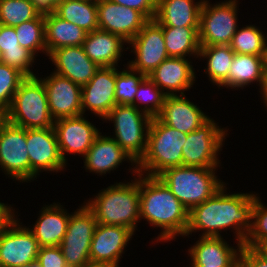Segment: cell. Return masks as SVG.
<instances>
[{
    "instance_id": "cell-7",
    "label": "cell",
    "mask_w": 267,
    "mask_h": 267,
    "mask_svg": "<svg viewBox=\"0 0 267 267\" xmlns=\"http://www.w3.org/2000/svg\"><path fill=\"white\" fill-rule=\"evenodd\" d=\"M151 117L132 105H116L103 119L113 121V138L138 163L147 148Z\"/></svg>"
},
{
    "instance_id": "cell-42",
    "label": "cell",
    "mask_w": 267,
    "mask_h": 267,
    "mask_svg": "<svg viewBox=\"0 0 267 267\" xmlns=\"http://www.w3.org/2000/svg\"><path fill=\"white\" fill-rule=\"evenodd\" d=\"M119 5L140 11L148 20H154L157 12V0H111Z\"/></svg>"
},
{
    "instance_id": "cell-51",
    "label": "cell",
    "mask_w": 267,
    "mask_h": 267,
    "mask_svg": "<svg viewBox=\"0 0 267 267\" xmlns=\"http://www.w3.org/2000/svg\"><path fill=\"white\" fill-rule=\"evenodd\" d=\"M265 63H266V70H267V48H266Z\"/></svg>"
},
{
    "instance_id": "cell-45",
    "label": "cell",
    "mask_w": 267,
    "mask_h": 267,
    "mask_svg": "<svg viewBox=\"0 0 267 267\" xmlns=\"http://www.w3.org/2000/svg\"><path fill=\"white\" fill-rule=\"evenodd\" d=\"M35 10L40 15H48L55 12L56 6L63 0H31Z\"/></svg>"
},
{
    "instance_id": "cell-35",
    "label": "cell",
    "mask_w": 267,
    "mask_h": 267,
    "mask_svg": "<svg viewBox=\"0 0 267 267\" xmlns=\"http://www.w3.org/2000/svg\"><path fill=\"white\" fill-rule=\"evenodd\" d=\"M18 42L35 57L38 52H46L44 16L39 15L36 19L23 22L15 27Z\"/></svg>"
},
{
    "instance_id": "cell-32",
    "label": "cell",
    "mask_w": 267,
    "mask_h": 267,
    "mask_svg": "<svg viewBox=\"0 0 267 267\" xmlns=\"http://www.w3.org/2000/svg\"><path fill=\"white\" fill-rule=\"evenodd\" d=\"M54 13L87 33L99 29L97 0H63L56 6Z\"/></svg>"
},
{
    "instance_id": "cell-27",
    "label": "cell",
    "mask_w": 267,
    "mask_h": 267,
    "mask_svg": "<svg viewBox=\"0 0 267 267\" xmlns=\"http://www.w3.org/2000/svg\"><path fill=\"white\" fill-rule=\"evenodd\" d=\"M157 0L155 20L162 26L199 27L204 0Z\"/></svg>"
},
{
    "instance_id": "cell-8",
    "label": "cell",
    "mask_w": 267,
    "mask_h": 267,
    "mask_svg": "<svg viewBox=\"0 0 267 267\" xmlns=\"http://www.w3.org/2000/svg\"><path fill=\"white\" fill-rule=\"evenodd\" d=\"M237 5V0H224L213 5L204 0L198 30L200 46L230 44L239 27Z\"/></svg>"
},
{
    "instance_id": "cell-18",
    "label": "cell",
    "mask_w": 267,
    "mask_h": 267,
    "mask_svg": "<svg viewBox=\"0 0 267 267\" xmlns=\"http://www.w3.org/2000/svg\"><path fill=\"white\" fill-rule=\"evenodd\" d=\"M40 79L46 88L49 110L54 120L82 115L81 86L54 72Z\"/></svg>"
},
{
    "instance_id": "cell-43",
    "label": "cell",
    "mask_w": 267,
    "mask_h": 267,
    "mask_svg": "<svg viewBox=\"0 0 267 267\" xmlns=\"http://www.w3.org/2000/svg\"><path fill=\"white\" fill-rule=\"evenodd\" d=\"M239 267H267V260L253 248L242 246L239 254Z\"/></svg>"
},
{
    "instance_id": "cell-17",
    "label": "cell",
    "mask_w": 267,
    "mask_h": 267,
    "mask_svg": "<svg viewBox=\"0 0 267 267\" xmlns=\"http://www.w3.org/2000/svg\"><path fill=\"white\" fill-rule=\"evenodd\" d=\"M116 67H100L94 77L82 86V114L89 110L97 117L104 119L115 102ZM87 109V110H86Z\"/></svg>"
},
{
    "instance_id": "cell-34",
    "label": "cell",
    "mask_w": 267,
    "mask_h": 267,
    "mask_svg": "<svg viewBox=\"0 0 267 267\" xmlns=\"http://www.w3.org/2000/svg\"><path fill=\"white\" fill-rule=\"evenodd\" d=\"M238 27L229 44L236 54L266 56L267 37L257 26Z\"/></svg>"
},
{
    "instance_id": "cell-23",
    "label": "cell",
    "mask_w": 267,
    "mask_h": 267,
    "mask_svg": "<svg viewBox=\"0 0 267 267\" xmlns=\"http://www.w3.org/2000/svg\"><path fill=\"white\" fill-rule=\"evenodd\" d=\"M48 57L56 67L54 73L81 87L88 83L99 69L88 58L82 46L60 47L53 50Z\"/></svg>"
},
{
    "instance_id": "cell-16",
    "label": "cell",
    "mask_w": 267,
    "mask_h": 267,
    "mask_svg": "<svg viewBox=\"0 0 267 267\" xmlns=\"http://www.w3.org/2000/svg\"><path fill=\"white\" fill-rule=\"evenodd\" d=\"M99 29L119 35L129 43L149 21L140 11L111 0H97Z\"/></svg>"
},
{
    "instance_id": "cell-33",
    "label": "cell",
    "mask_w": 267,
    "mask_h": 267,
    "mask_svg": "<svg viewBox=\"0 0 267 267\" xmlns=\"http://www.w3.org/2000/svg\"><path fill=\"white\" fill-rule=\"evenodd\" d=\"M235 52L229 45L201 46L198 58L207 59L205 73L209 81L220 87L227 81L228 72L232 65Z\"/></svg>"
},
{
    "instance_id": "cell-22",
    "label": "cell",
    "mask_w": 267,
    "mask_h": 267,
    "mask_svg": "<svg viewBox=\"0 0 267 267\" xmlns=\"http://www.w3.org/2000/svg\"><path fill=\"white\" fill-rule=\"evenodd\" d=\"M198 239L188 249L191 266L239 267V254L242 247L236 249L230 246L222 236H201Z\"/></svg>"
},
{
    "instance_id": "cell-1",
    "label": "cell",
    "mask_w": 267,
    "mask_h": 267,
    "mask_svg": "<svg viewBox=\"0 0 267 267\" xmlns=\"http://www.w3.org/2000/svg\"><path fill=\"white\" fill-rule=\"evenodd\" d=\"M226 183L212 197L189 211L185 236L203 231V237H219L222 230L232 228L237 247H242L252 228L253 193H231ZM227 192V193H226ZM220 232V233H219Z\"/></svg>"
},
{
    "instance_id": "cell-49",
    "label": "cell",
    "mask_w": 267,
    "mask_h": 267,
    "mask_svg": "<svg viewBox=\"0 0 267 267\" xmlns=\"http://www.w3.org/2000/svg\"><path fill=\"white\" fill-rule=\"evenodd\" d=\"M7 121L6 112L4 110H0V131Z\"/></svg>"
},
{
    "instance_id": "cell-5",
    "label": "cell",
    "mask_w": 267,
    "mask_h": 267,
    "mask_svg": "<svg viewBox=\"0 0 267 267\" xmlns=\"http://www.w3.org/2000/svg\"><path fill=\"white\" fill-rule=\"evenodd\" d=\"M186 138L187 134L163 124L157 117L152 118L147 134V148L137 163V172L158 176L168 168L182 166V146Z\"/></svg>"
},
{
    "instance_id": "cell-48",
    "label": "cell",
    "mask_w": 267,
    "mask_h": 267,
    "mask_svg": "<svg viewBox=\"0 0 267 267\" xmlns=\"http://www.w3.org/2000/svg\"><path fill=\"white\" fill-rule=\"evenodd\" d=\"M83 267H119V264L89 261Z\"/></svg>"
},
{
    "instance_id": "cell-31",
    "label": "cell",
    "mask_w": 267,
    "mask_h": 267,
    "mask_svg": "<svg viewBox=\"0 0 267 267\" xmlns=\"http://www.w3.org/2000/svg\"><path fill=\"white\" fill-rule=\"evenodd\" d=\"M199 27L162 26L165 48L169 57L198 58L200 51Z\"/></svg>"
},
{
    "instance_id": "cell-50",
    "label": "cell",
    "mask_w": 267,
    "mask_h": 267,
    "mask_svg": "<svg viewBox=\"0 0 267 267\" xmlns=\"http://www.w3.org/2000/svg\"><path fill=\"white\" fill-rule=\"evenodd\" d=\"M27 267H41V265L38 263V261H35L33 263L27 264Z\"/></svg>"
},
{
    "instance_id": "cell-25",
    "label": "cell",
    "mask_w": 267,
    "mask_h": 267,
    "mask_svg": "<svg viewBox=\"0 0 267 267\" xmlns=\"http://www.w3.org/2000/svg\"><path fill=\"white\" fill-rule=\"evenodd\" d=\"M128 43L119 35L97 29L86 34L83 50L88 58L100 67H117Z\"/></svg>"
},
{
    "instance_id": "cell-14",
    "label": "cell",
    "mask_w": 267,
    "mask_h": 267,
    "mask_svg": "<svg viewBox=\"0 0 267 267\" xmlns=\"http://www.w3.org/2000/svg\"><path fill=\"white\" fill-rule=\"evenodd\" d=\"M40 245L29 226H23L16 218L0 234V265L21 267L37 261Z\"/></svg>"
},
{
    "instance_id": "cell-39",
    "label": "cell",
    "mask_w": 267,
    "mask_h": 267,
    "mask_svg": "<svg viewBox=\"0 0 267 267\" xmlns=\"http://www.w3.org/2000/svg\"><path fill=\"white\" fill-rule=\"evenodd\" d=\"M26 77L18 70L0 62V110L6 111L13 96Z\"/></svg>"
},
{
    "instance_id": "cell-38",
    "label": "cell",
    "mask_w": 267,
    "mask_h": 267,
    "mask_svg": "<svg viewBox=\"0 0 267 267\" xmlns=\"http://www.w3.org/2000/svg\"><path fill=\"white\" fill-rule=\"evenodd\" d=\"M126 70L116 67L115 102L117 105H132L138 86L146 77L145 74L133 70L128 64Z\"/></svg>"
},
{
    "instance_id": "cell-24",
    "label": "cell",
    "mask_w": 267,
    "mask_h": 267,
    "mask_svg": "<svg viewBox=\"0 0 267 267\" xmlns=\"http://www.w3.org/2000/svg\"><path fill=\"white\" fill-rule=\"evenodd\" d=\"M188 58L165 59L148 77L166 95H184L196 79L192 62ZM191 63V64H190ZM166 90V91H165Z\"/></svg>"
},
{
    "instance_id": "cell-3",
    "label": "cell",
    "mask_w": 267,
    "mask_h": 267,
    "mask_svg": "<svg viewBox=\"0 0 267 267\" xmlns=\"http://www.w3.org/2000/svg\"><path fill=\"white\" fill-rule=\"evenodd\" d=\"M136 176L131 182H116L84 202L98 224L123 226L135 233L140 222L139 173Z\"/></svg>"
},
{
    "instance_id": "cell-13",
    "label": "cell",
    "mask_w": 267,
    "mask_h": 267,
    "mask_svg": "<svg viewBox=\"0 0 267 267\" xmlns=\"http://www.w3.org/2000/svg\"><path fill=\"white\" fill-rule=\"evenodd\" d=\"M26 145L30 161V182L40 172L64 171L54 128L26 129Z\"/></svg>"
},
{
    "instance_id": "cell-20",
    "label": "cell",
    "mask_w": 267,
    "mask_h": 267,
    "mask_svg": "<svg viewBox=\"0 0 267 267\" xmlns=\"http://www.w3.org/2000/svg\"><path fill=\"white\" fill-rule=\"evenodd\" d=\"M157 118L165 125L185 134L195 131L210 117L184 95H166Z\"/></svg>"
},
{
    "instance_id": "cell-36",
    "label": "cell",
    "mask_w": 267,
    "mask_h": 267,
    "mask_svg": "<svg viewBox=\"0 0 267 267\" xmlns=\"http://www.w3.org/2000/svg\"><path fill=\"white\" fill-rule=\"evenodd\" d=\"M165 97L166 94L146 76L138 86L132 106L155 118L162 110Z\"/></svg>"
},
{
    "instance_id": "cell-30",
    "label": "cell",
    "mask_w": 267,
    "mask_h": 267,
    "mask_svg": "<svg viewBox=\"0 0 267 267\" xmlns=\"http://www.w3.org/2000/svg\"><path fill=\"white\" fill-rule=\"evenodd\" d=\"M34 60L35 56L20 46L15 27L0 24V62L18 70L25 77H34L36 74L30 69Z\"/></svg>"
},
{
    "instance_id": "cell-41",
    "label": "cell",
    "mask_w": 267,
    "mask_h": 267,
    "mask_svg": "<svg viewBox=\"0 0 267 267\" xmlns=\"http://www.w3.org/2000/svg\"><path fill=\"white\" fill-rule=\"evenodd\" d=\"M37 261L41 267H68L60 246L40 247Z\"/></svg>"
},
{
    "instance_id": "cell-28",
    "label": "cell",
    "mask_w": 267,
    "mask_h": 267,
    "mask_svg": "<svg viewBox=\"0 0 267 267\" xmlns=\"http://www.w3.org/2000/svg\"><path fill=\"white\" fill-rule=\"evenodd\" d=\"M46 53L60 47L82 46L87 32L79 26L63 20L55 13L44 16Z\"/></svg>"
},
{
    "instance_id": "cell-44",
    "label": "cell",
    "mask_w": 267,
    "mask_h": 267,
    "mask_svg": "<svg viewBox=\"0 0 267 267\" xmlns=\"http://www.w3.org/2000/svg\"><path fill=\"white\" fill-rule=\"evenodd\" d=\"M11 205L0 202V234L17 218Z\"/></svg>"
},
{
    "instance_id": "cell-6",
    "label": "cell",
    "mask_w": 267,
    "mask_h": 267,
    "mask_svg": "<svg viewBox=\"0 0 267 267\" xmlns=\"http://www.w3.org/2000/svg\"><path fill=\"white\" fill-rule=\"evenodd\" d=\"M9 123L25 129L53 128L46 88L37 76L26 77L5 111Z\"/></svg>"
},
{
    "instance_id": "cell-11",
    "label": "cell",
    "mask_w": 267,
    "mask_h": 267,
    "mask_svg": "<svg viewBox=\"0 0 267 267\" xmlns=\"http://www.w3.org/2000/svg\"><path fill=\"white\" fill-rule=\"evenodd\" d=\"M128 45L127 48L131 47V52L135 54V60L127 64L133 70L146 76H149L165 59L169 58L165 48L162 25L155 19L149 20Z\"/></svg>"
},
{
    "instance_id": "cell-9",
    "label": "cell",
    "mask_w": 267,
    "mask_h": 267,
    "mask_svg": "<svg viewBox=\"0 0 267 267\" xmlns=\"http://www.w3.org/2000/svg\"><path fill=\"white\" fill-rule=\"evenodd\" d=\"M227 128L218 126L212 118L187 134L182 146V165L199 167H220L219 152L228 135Z\"/></svg>"
},
{
    "instance_id": "cell-46",
    "label": "cell",
    "mask_w": 267,
    "mask_h": 267,
    "mask_svg": "<svg viewBox=\"0 0 267 267\" xmlns=\"http://www.w3.org/2000/svg\"><path fill=\"white\" fill-rule=\"evenodd\" d=\"M253 249L267 260V239L261 240Z\"/></svg>"
},
{
    "instance_id": "cell-19",
    "label": "cell",
    "mask_w": 267,
    "mask_h": 267,
    "mask_svg": "<svg viewBox=\"0 0 267 267\" xmlns=\"http://www.w3.org/2000/svg\"><path fill=\"white\" fill-rule=\"evenodd\" d=\"M84 167L90 173L105 175L116 170L124 161L131 162L132 174H137V163L128 155L111 136L100 133L85 154Z\"/></svg>"
},
{
    "instance_id": "cell-21",
    "label": "cell",
    "mask_w": 267,
    "mask_h": 267,
    "mask_svg": "<svg viewBox=\"0 0 267 267\" xmlns=\"http://www.w3.org/2000/svg\"><path fill=\"white\" fill-rule=\"evenodd\" d=\"M133 235L127 227L97 224L90 245V261L118 264Z\"/></svg>"
},
{
    "instance_id": "cell-10",
    "label": "cell",
    "mask_w": 267,
    "mask_h": 267,
    "mask_svg": "<svg viewBox=\"0 0 267 267\" xmlns=\"http://www.w3.org/2000/svg\"><path fill=\"white\" fill-rule=\"evenodd\" d=\"M97 224L94 213L85 203L70 214L66 233L60 244L68 267H83L90 261V245Z\"/></svg>"
},
{
    "instance_id": "cell-4",
    "label": "cell",
    "mask_w": 267,
    "mask_h": 267,
    "mask_svg": "<svg viewBox=\"0 0 267 267\" xmlns=\"http://www.w3.org/2000/svg\"><path fill=\"white\" fill-rule=\"evenodd\" d=\"M216 168L182 165L168 168L157 177L190 211L212 197L225 184L217 178Z\"/></svg>"
},
{
    "instance_id": "cell-47",
    "label": "cell",
    "mask_w": 267,
    "mask_h": 267,
    "mask_svg": "<svg viewBox=\"0 0 267 267\" xmlns=\"http://www.w3.org/2000/svg\"><path fill=\"white\" fill-rule=\"evenodd\" d=\"M259 90H261L259 92L262 95L261 96L262 98H260V99L263 100L264 106H266V108H267V70L264 73L262 84H261V87Z\"/></svg>"
},
{
    "instance_id": "cell-2",
    "label": "cell",
    "mask_w": 267,
    "mask_h": 267,
    "mask_svg": "<svg viewBox=\"0 0 267 267\" xmlns=\"http://www.w3.org/2000/svg\"><path fill=\"white\" fill-rule=\"evenodd\" d=\"M143 176V177H142ZM140 220L161 229L156 243L167 242L185 236L188 209L176 198L164 182L157 176L139 173Z\"/></svg>"
},
{
    "instance_id": "cell-12",
    "label": "cell",
    "mask_w": 267,
    "mask_h": 267,
    "mask_svg": "<svg viewBox=\"0 0 267 267\" xmlns=\"http://www.w3.org/2000/svg\"><path fill=\"white\" fill-rule=\"evenodd\" d=\"M0 170L15 181H30V161L26 145V129L9 123L0 131Z\"/></svg>"
},
{
    "instance_id": "cell-15",
    "label": "cell",
    "mask_w": 267,
    "mask_h": 267,
    "mask_svg": "<svg viewBox=\"0 0 267 267\" xmlns=\"http://www.w3.org/2000/svg\"><path fill=\"white\" fill-rule=\"evenodd\" d=\"M60 155L67 164L66 153L83 157L101 133L95 125L82 115L54 120L53 125Z\"/></svg>"
},
{
    "instance_id": "cell-26",
    "label": "cell",
    "mask_w": 267,
    "mask_h": 267,
    "mask_svg": "<svg viewBox=\"0 0 267 267\" xmlns=\"http://www.w3.org/2000/svg\"><path fill=\"white\" fill-rule=\"evenodd\" d=\"M39 213V218L30 230L40 247L60 246L67 230L70 214L60 203L48 204Z\"/></svg>"
},
{
    "instance_id": "cell-37",
    "label": "cell",
    "mask_w": 267,
    "mask_h": 267,
    "mask_svg": "<svg viewBox=\"0 0 267 267\" xmlns=\"http://www.w3.org/2000/svg\"><path fill=\"white\" fill-rule=\"evenodd\" d=\"M39 15L31 0H0L1 25L16 27Z\"/></svg>"
},
{
    "instance_id": "cell-29",
    "label": "cell",
    "mask_w": 267,
    "mask_h": 267,
    "mask_svg": "<svg viewBox=\"0 0 267 267\" xmlns=\"http://www.w3.org/2000/svg\"><path fill=\"white\" fill-rule=\"evenodd\" d=\"M265 71V56L235 53L227 81L221 87L238 90L254 82L261 87Z\"/></svg>"
},
{
    "instance_id": "cell-40",
    "label": "cell",
    "mask_w": 267,
    "mask_h": 267,
    "mask_svg": "<svg viewBox=\"0 0 267 267\" xmlns=\"http://www.w3.org/2000/svg\"><path fill=\"white\" fill-rule=\"evenodd\" d=\"M263 239H267V207L256 194L252 209V228L243 246L254 248Z\"/></svg>"
},
{
    "instance_id": "cell-52",
    "label": "cell",
    "mask_w": 267,
    "mask_h": 267,
    "mask_svg": "<svg viewBox=\"0 0 267 267\" xmlns=\"http://www.w3.org/2000/svg\"><path fill=\"white\" fill-rule=\"evenodd\" d=\"M190 267H206V266H190Z\"/></svg>"
}]
</instances>
